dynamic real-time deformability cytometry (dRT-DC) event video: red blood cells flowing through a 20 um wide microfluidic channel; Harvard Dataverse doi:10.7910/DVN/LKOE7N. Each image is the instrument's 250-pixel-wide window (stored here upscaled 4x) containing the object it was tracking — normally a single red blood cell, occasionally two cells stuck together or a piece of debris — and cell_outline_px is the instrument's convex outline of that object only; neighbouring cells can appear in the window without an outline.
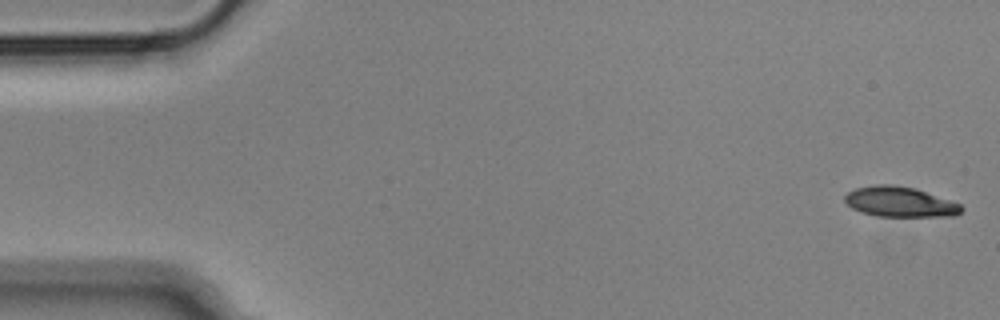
{"species": "Egyptian fruit bat (a non-hibernating species)", "species_latin": "Rousettus aegyptiacus", "temperature_condition": "cold", "stored_images_in_passage": 55, "camera_frame_rate_fps": 3000, "um_per_image_px": 0.085, "animal": {"sex": "male"}, "frame": {"image": 1, "passage_image": 1, "time_ms": 0.0, "image_size_px": [1000, 320], "cell_outline_px": [[964, 208], [956, 216], [876, 216], [852, 208], [844, 200], [844, 196], [848, 192], [856, 188], [876, 184], [892, 184], [916, 188], [960, 204]], "centroid_in_image_um": [76.49, 17.15], "position_along_channel_um": 8.5, "area_um2": 20.4}}
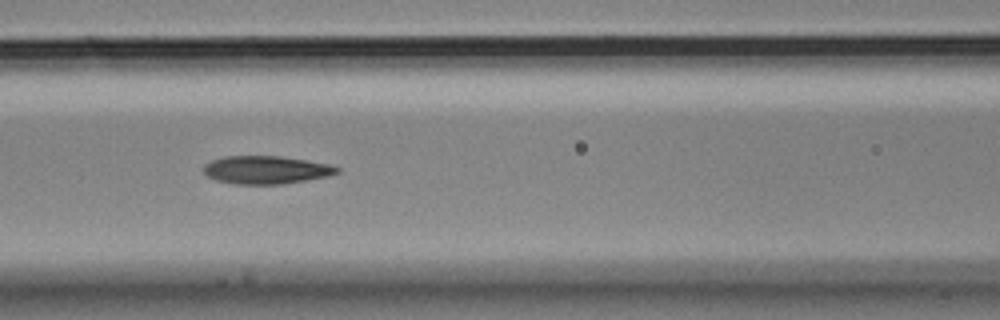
{"frame": {"image": 2, "passage_image": 23, "time_ms": 7.333, "image_size_px": [1000, 320], "cell_outline_px": [[340, 172], [328, 176], [284, 184], [232, 184], [216, 180], [208, 176], [204, 172], [204, 164], [212, 160], [224, 156], [280, 156], [328, 164], [340, 168]], "centroid_in_image_um": [22.6, 14.44], "position_along_channel_um": 144.0, "area_um2": 21.73}}
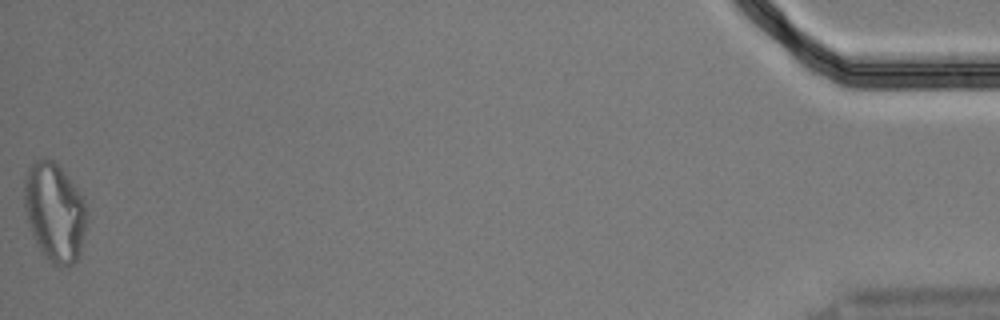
{"frame": {"image": 3, "passage_image": 55, "time_ms": 18.0, "image_size_px": [1000, 320], "cell_outline_px": [[88, 216], [80, 252], [76, 260], [72, 264], [52, 264], [44, 256], [32, 232], [28, 220], [24, 204], [24, 176], [28, 168], [36, 160], [44, 156], [52, 160], [68, 176], [80, 192], [84, 200]], "centroid_in_image_um": [4.65, 17.98], "position_along_channel_um": 430.6, "area_um2": 35.72}, "authors_computed_cell_mechanics": {"area_um2": 21.964, "velocity_mm_per_s": 3.6064, "shape_relaxation_time_tau1_ms": 8.8258, "shape_relaxation_time_tau2_ms": 4.3539, "deformation_change_tau1": 0.2036, "deformation_change_tau2": 0.1353}}